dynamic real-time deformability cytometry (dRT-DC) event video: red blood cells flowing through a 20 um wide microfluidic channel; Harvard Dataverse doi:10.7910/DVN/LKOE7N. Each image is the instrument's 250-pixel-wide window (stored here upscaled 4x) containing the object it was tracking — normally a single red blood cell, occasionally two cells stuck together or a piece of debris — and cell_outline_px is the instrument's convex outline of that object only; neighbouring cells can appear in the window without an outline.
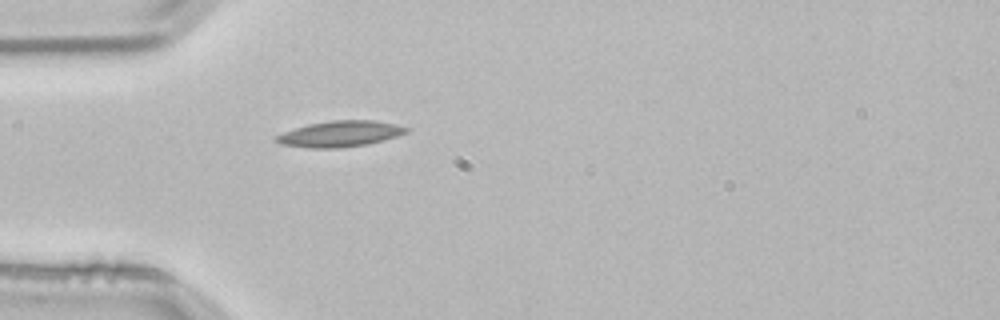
{"species": "common noctule bat (a hibernating species)", "species_latin": "Nyctalus noctula", "temperature_condition": "room temperature", "stored_images_in_passage": 26, "camera_frame_rate_fps": 3000, "um_per_image_px": 0.085, "animal": {"sex": "male", "body_mass_g": 21.5, "forearm_length_mm": 52.0}, "frame": {"image": 1, "passage_image": 1, "time_ms": 0.0, "image_size_px": [1000, 320], "cell_outline_px": [[412, 128], [408, 132], [396, 136], [368, 144], [336, 148], [308, 148], [280, 144], [272, 140], [276, 136], [284, 132], [308, 124], [332, 120], [372, 120], [396, 124]], "centroid_in_image_um": [28.91, 11.38], "position_along_channel_um": 56.1, "area_um2": 19.65}}
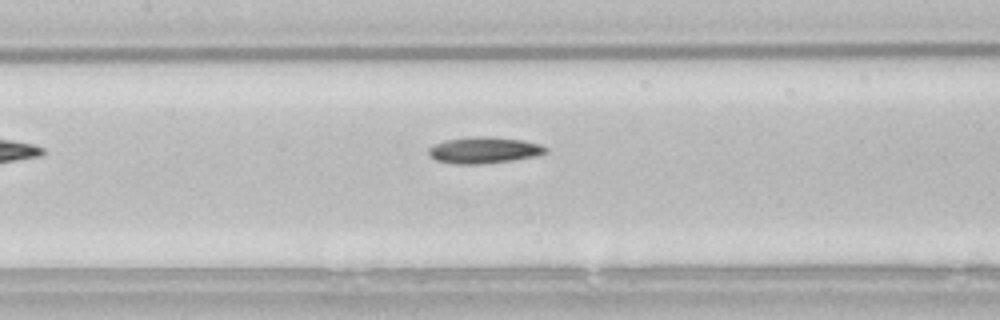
{"frame": {"image": 2, "passage_image": 10, "time_ms": 3.0, "image_size_px": [1000, 320], "cell_outline_px": [[548, 152], [536, 156], [512, 160], [480, 164], [456, 164], [436, 160], [428, 152], [428, 148], [444, 140], [468, 136], [492, 136], [524, 140], [540, 144], [548, 148]], "centroid_in_image_um": [41.17, 12.74], "position_along_channel_um": 166.2, "area_um2": 18.15}}
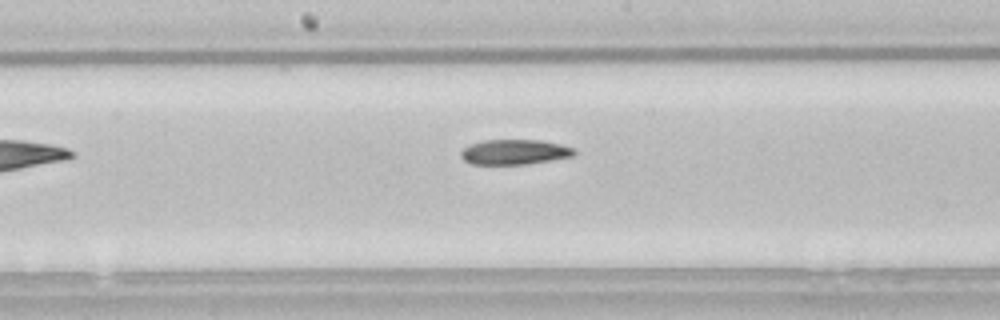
{"frame": {"image": 3, "passage_image": 13, "time_ms": 4.0, "image_size_px": [1000, 320], "cell_outline_px": [[576, 156], [528, 164], [472, 164], [464, 160], [460, 156], [460, 152], [468, 144], [484, 140], [540, 140], [560, 144], [576, 148]], "centroid_in_image_um": [43.76, 12.92], "position_along_channel_um": 204.4, "area_um2": 16.76}}